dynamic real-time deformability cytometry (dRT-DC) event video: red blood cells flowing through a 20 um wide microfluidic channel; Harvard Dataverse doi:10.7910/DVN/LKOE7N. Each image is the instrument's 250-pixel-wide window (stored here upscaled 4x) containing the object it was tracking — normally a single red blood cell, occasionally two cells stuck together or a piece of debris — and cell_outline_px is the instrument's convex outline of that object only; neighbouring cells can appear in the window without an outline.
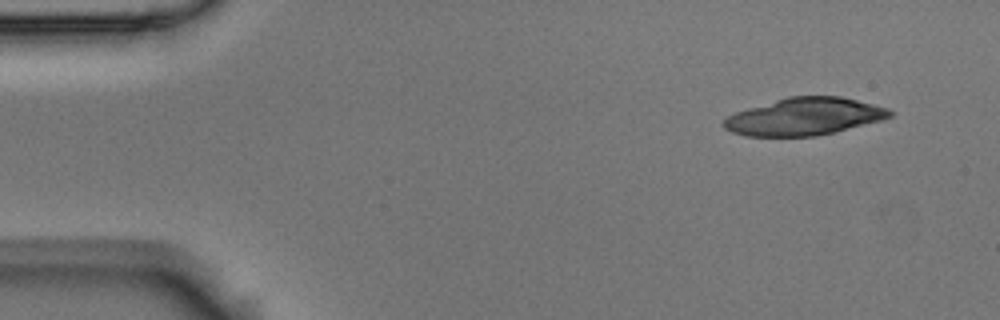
{"species": "Egyptian fruit bat (a non-hibernating species)", "species_latin": "Rousettus aegyptiacus", "temperature_condition": "room temperature", "stored_images_in_passage": 5, "camera_frame_rate_fps": 3000, "um_per_image_px": 0.085, "animal": {"sex": "male"}, "frame": {"image": 1, "passage_image": 5, "time_ms": 1.333, "image_size_px": [1000, 320], "cell_outline_px": [[892, 116], [884, 120], [816, 136], [748, 136], [732, 132], [724, 128], [724, 120], [728, 116], [736, 112], [748, 108], [788, 96], [840, 96], [888, 108], [892, 112]], "centroid_in_image_um": [68.39, 9.91], "position_along_channel_um": 16.6, "area_um2": 35.89}}